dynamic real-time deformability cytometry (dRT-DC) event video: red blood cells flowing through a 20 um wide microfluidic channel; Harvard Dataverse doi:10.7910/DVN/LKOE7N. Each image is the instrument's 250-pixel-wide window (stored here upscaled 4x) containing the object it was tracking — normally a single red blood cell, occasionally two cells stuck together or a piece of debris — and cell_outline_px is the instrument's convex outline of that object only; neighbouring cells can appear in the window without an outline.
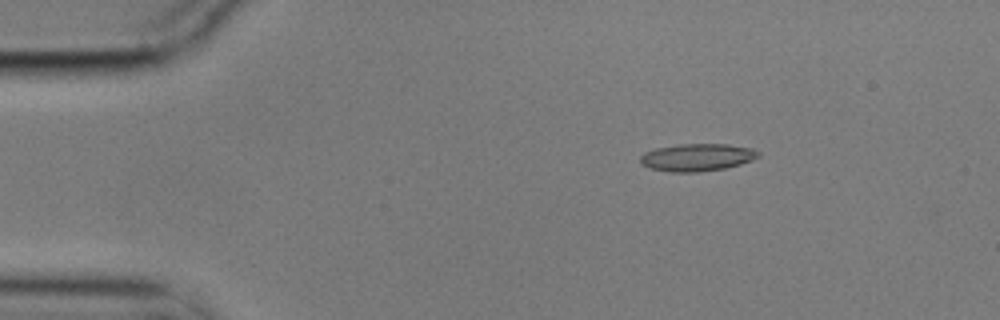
{"species": "common noctule bat (a hibernating species)", "species_latin": "Nyctalus noctula", "temperature_condition": "cold", "stored_images_in_passage": 5, "segment_of_instrument_passage": [1, 2], "camera_frame_rate_fps": 3000, "um_per_image_px": 0.085, "animal": {"sex": "male", "body_mass_g": 17.9}, "frame": {"image": 1, "passage_image": 3, "time_ms": 0.667, "image_size_px": [1000, 320], "cell_outline_px": [[760, 156], [752, 160], [740, 164], [724, 168], [696, 172], [672, 172], [652, 168], [640, 164], [640, 156], [644, 152], [656, 148], [680, 144], [728, 144], [752, 148], [760, 152]], "centroid_in_image_um": [59.26, 13.36], "position_along_channel_um": 25.7, "area_um2": 18.84}}